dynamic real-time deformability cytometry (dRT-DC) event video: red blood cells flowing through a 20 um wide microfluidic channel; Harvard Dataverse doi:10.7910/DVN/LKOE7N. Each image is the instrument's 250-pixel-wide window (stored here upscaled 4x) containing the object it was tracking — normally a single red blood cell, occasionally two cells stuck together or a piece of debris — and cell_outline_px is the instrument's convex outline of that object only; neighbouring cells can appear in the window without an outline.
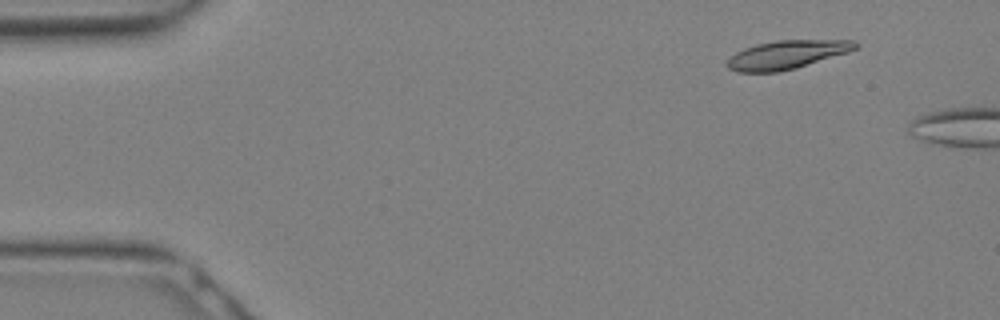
{"species": "Egyptian fruit bat (a non-hibernating species)", "species_latin": "Rousettus aegyptiacus", "temperature_condition": "warm", "stored_images_in_passage": 5, "camera_frame_rate_fps": 3000, "um_per_image_px": 0.085, "animal": {"sex": "female"}, "frame": {"image": 1, "passage_image": 3, "time_ms": 0.667, "image_size_px": [1000, 320], "cell_outline_px": [[860, 44], [856, 48], [848, 52], [796, 68], [780, 72], [736, 72], [728, 68], [728, 60], [736, 52], [744, 48], [756, 44], [776, 40], [856, 40]], "centroid_in_image_um": [66.9, 4.64], "position_along_channel_um": 18.1, "area_um2": 21.27}}